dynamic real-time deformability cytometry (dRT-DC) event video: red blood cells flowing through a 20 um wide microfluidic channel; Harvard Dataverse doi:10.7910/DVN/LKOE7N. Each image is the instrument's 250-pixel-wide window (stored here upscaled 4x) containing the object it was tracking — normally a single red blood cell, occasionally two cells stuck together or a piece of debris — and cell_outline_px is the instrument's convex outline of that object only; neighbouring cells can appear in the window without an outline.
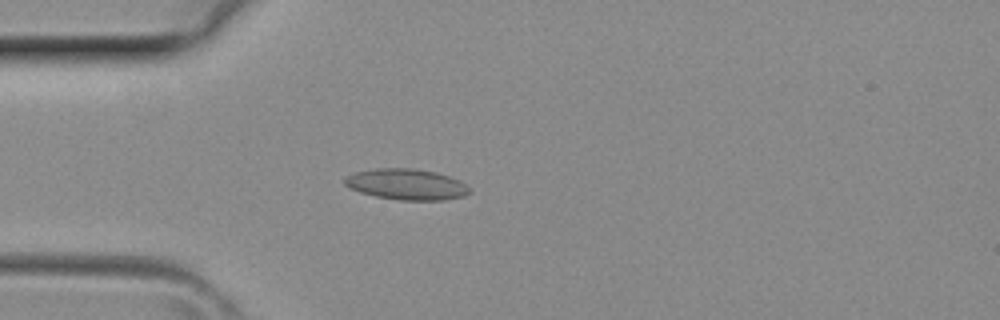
{"species": "common noctule bat (a hibernating species)", "species_latin": "Nyctalus noctula", "temperature_condition": "room temperature", "stored_images_in_passage": 4, "camera_frame_rate_fps": 3000, "um_per_image_px": 0.085, "animal": {"sex": "female", "body_mass_g": 29.2, "forearm_length_mm": 56.3}, "frame": {"image": 1, "passage_image": 3, "time_ms": 0.667, "image_size_px": [1000, 320], "cell_outline_px": [[472, 192], [464, 196], [444, 200], [400, 200], [376, 196], [360, 192], [348, 188], [344, 184], [344, 176], [356, 172], [376, 168], [412, 168], [436, 172], [460, 180]], "centroid_in_image_um": [34.53, 15.67], "position_along_channel_um": 50.5, "area_um2": 22.54}}